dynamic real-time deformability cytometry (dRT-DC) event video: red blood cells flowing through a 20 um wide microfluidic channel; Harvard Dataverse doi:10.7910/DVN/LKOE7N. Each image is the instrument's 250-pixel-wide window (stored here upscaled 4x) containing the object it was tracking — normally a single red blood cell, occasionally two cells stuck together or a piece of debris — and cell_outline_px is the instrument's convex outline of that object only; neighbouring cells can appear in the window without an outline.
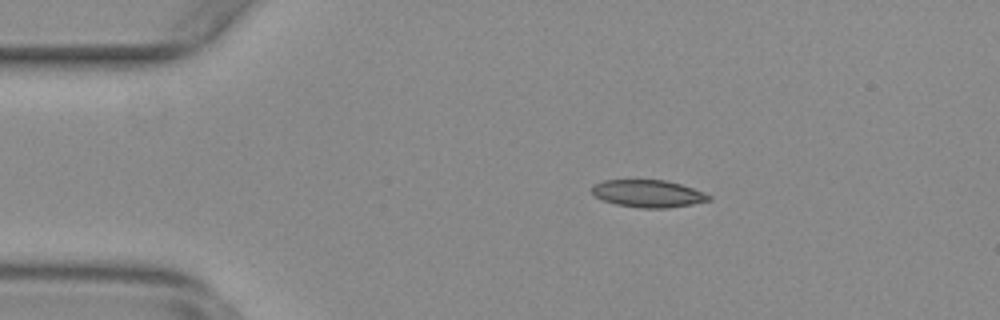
{"species": "common noctule bat (a hibernating species)", "species_latin": "Nyctalus noctula", "temperature_condition": "warm", "stored_images_in_passage": 53, "camera_frame_rate_fps": 3000, "um_per_image_px": 0.085, "animal": {"sex": "female", "body_mass_g": 29.2, "forearm_length_mm": 56.3}, "frame": {"image": 1, "passage_image": 9, "time_ms": 2.667, "image_size_px": [1000, 320], "cell_outline_px": [[712, 200], [692, 204], [668, 208], [640, 208], [616, 204], [604, 200], [596, 196], [592, 192], [592, 184], [604, 180], [664, 180], [680, 184], [704, 192], [712, 196]], "centroid_in_image_um": [55.1, 16.45], "position_along_channel_um": 29.9, "area_um2": 18.61}}
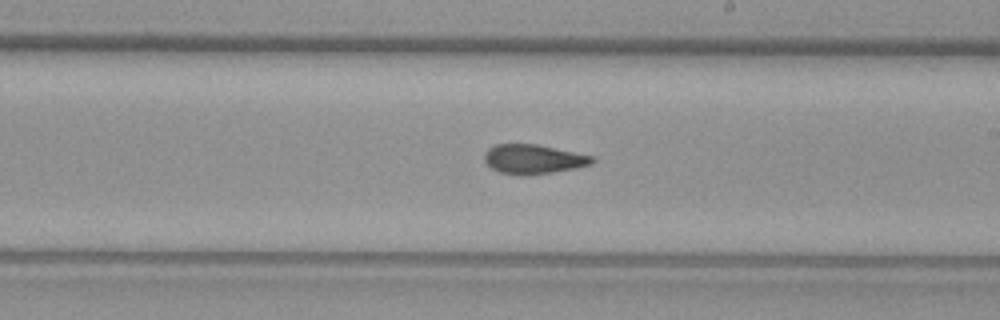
{"frame": {"image": 2, "passage_image": 30, "time_ms": 9.667, "image_size_px": [1000, 320], "cell_outline_px": [[596, 160], [592, 164], [576, 168], [552, 172], [524, 176], [516, 176], [500, 172], [492, 168], [484, 160], [484, 152], [488, 148], [496, 144], [536, 144], [592, 156]], "centroid_in_image_um": [45.31, 13.54], "position_along_channel_um": 243.7, "area_um2": 18.5}}
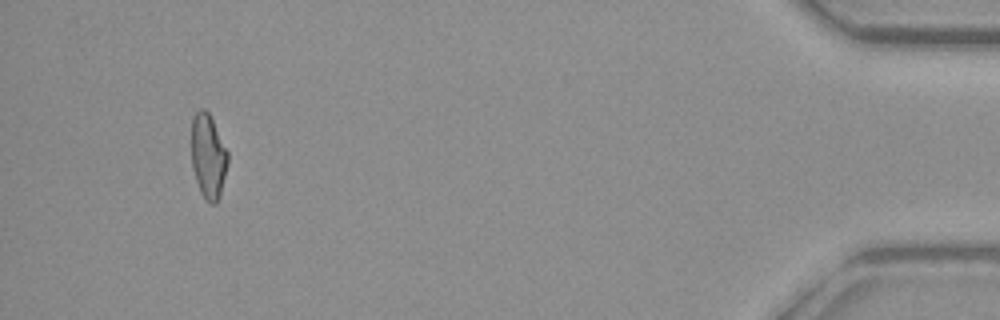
{"frame": {"image": 3, "passage_image": 50, "time_ms": 16.333, "image_size_px": [1000, 320], "cell_outline_px": [[228, 164], [220, 196], [216, 204], [212, 204], [200, 192], [192, 168], [192, 116], [200, 108], [204, 108], [208, 112], [228, 152]], "centroid_in_image_um": [17.7, 13.28], "position_along_channel_um": 417.5, "area_um2": 17.8}, "authors_computed_cell_mechanics": {"area_um2": 18.6116, "velocity_mm_per_s": 3.7881, "shape_relaxation_time_tau1_ms": null, "shape_relaxation_time_tau2_ms": 2.301, "deformation_change_tau1": null, "deformation_change_tau2": 0.0919}}